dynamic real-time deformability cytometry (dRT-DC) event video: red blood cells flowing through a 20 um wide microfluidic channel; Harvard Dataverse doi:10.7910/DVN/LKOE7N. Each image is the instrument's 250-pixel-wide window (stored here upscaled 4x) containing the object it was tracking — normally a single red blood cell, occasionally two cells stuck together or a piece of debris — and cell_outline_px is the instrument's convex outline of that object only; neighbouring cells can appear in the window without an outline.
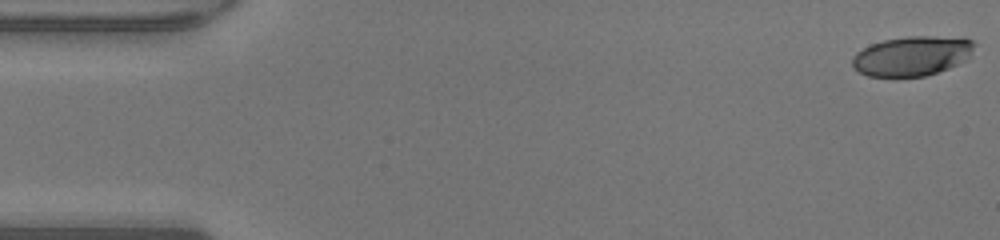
{"species": "human", "species_latin": "Homo sapiens", "temperature_condition": "warm", "stored_images_in_passage": 48, "camera_frame_rate_fps": 3000, "um_per_image_px": 0.085, "donor": {"sex": "male"}, "frame": {"image": 1, "passage_image": 1, "time_ms": 0.0, "image_size_px": [1000, 240], "cell_outline_px": [[976, 44], [964, 60], [948, 68], [924, 76], [868, 76], [860, 72], [852, 64], [852, 56], [856, 52], [872, 44], [884, 40], [908, 36], [964, 36], [972, 40]], "centroid_in_image_um": [77.54, 4.73], "position_along_channel_um": 7.5, "area_um2": 28.03}}
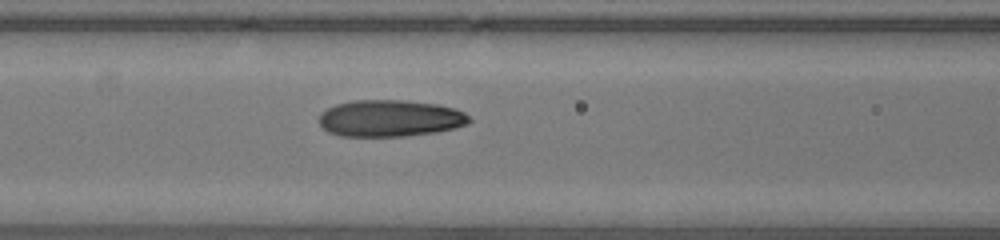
{"frame": {"image": 2, "passage_image": 20, "time_ms": 6.333, "image_size_px": [1000, 240], "cell_outline_px": [[472, 120], [468, 124], [456, 128], [436, 132], [408, 136], [340, 136], [328, 132], [316, 120], [320, 112], [336, 104], [356, 100], [404, 100], [436, 104], [456, 108], [464, 112]], "centroid_in_image_um": [33.15, 10.06], "position_along_channel_um": 133.5, "area_um2": 32.48}}
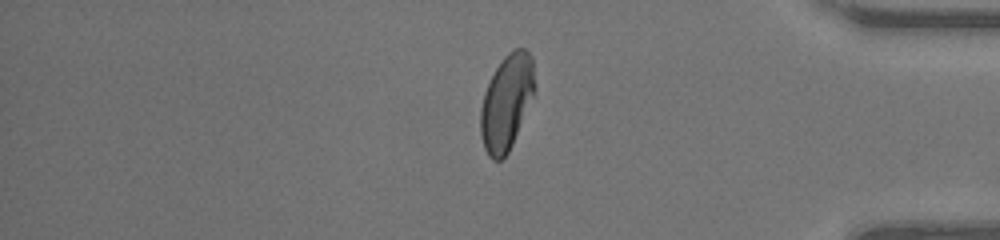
{"frame": {"image": 3, "passage_image": 40, "time_ms": 13.0, "image_size_px": [1000, 240], "cell_outline_px": [[536, 88], [512, 144], [508, 152], [500, 160], [492, 160], [488, 156], [484, 148], [480, 132], [480, 108], [484, 92], [496, 68], [504, 56], [512, 48], [524, 48], [532, 56], [536, 84]], "centroid_in_image_um": [43.06, 8.66], "position_along_channel_um": 392.1, "area_um2": 30.06}, "authors_computed_cell_mechanics": {"area_um2": 31.2987, "velocity_mm_per_s": 4.311, "shape_relaxation_time_tau1_ms": 4.4429, "shape_relaxation_time_tau2_ms": 0.7751, "deformation_change_tau1": 0.2222, "deformation_change_tau2": 0.0588}}